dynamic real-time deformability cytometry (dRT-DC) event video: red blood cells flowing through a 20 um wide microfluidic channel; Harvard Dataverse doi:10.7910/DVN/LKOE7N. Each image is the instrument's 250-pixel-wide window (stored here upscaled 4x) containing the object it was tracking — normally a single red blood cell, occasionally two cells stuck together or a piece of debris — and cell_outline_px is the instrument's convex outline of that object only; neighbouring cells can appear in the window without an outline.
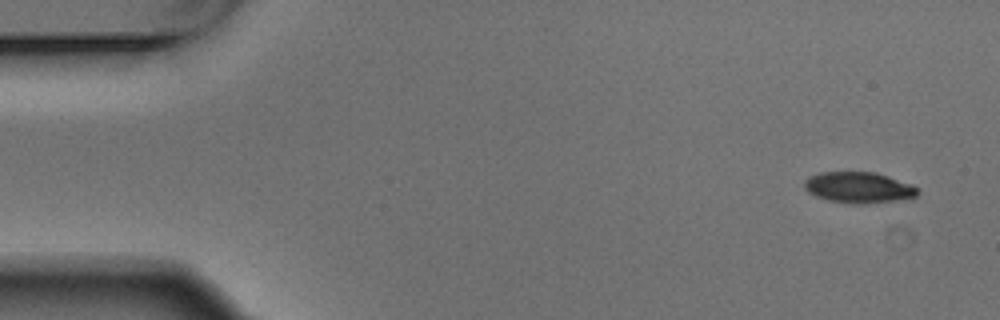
{"species": "Egyptian fruit bat (a non-hibernating species)", "species_latin": "Rousettus aegyptiacus", "temperature_condition": "warm", "stored_images_in_passage": 6, "camera_frame_rate_fps": 3000, "um_per_image_px": 0.085, "animal": {"sex": "male"}, "frame": {"image": 1, "passage_image": 1, "time_ms": 0.0, "image_size_px": [1000, 320], "cell_outline_px": [[920, 192], [916, 196], [904, 200], [860, 204], [856, 204], [828, 200], [816, 196], [808, 192], [804, 188], [804, 180], [808, 176], [820, 172], [876, 172], [912, 184], [920, 188]], "centroid_in_image_um": [73.02, 15.93], "position_along_channel_um": 12.0, "area_um2": 20.75}}
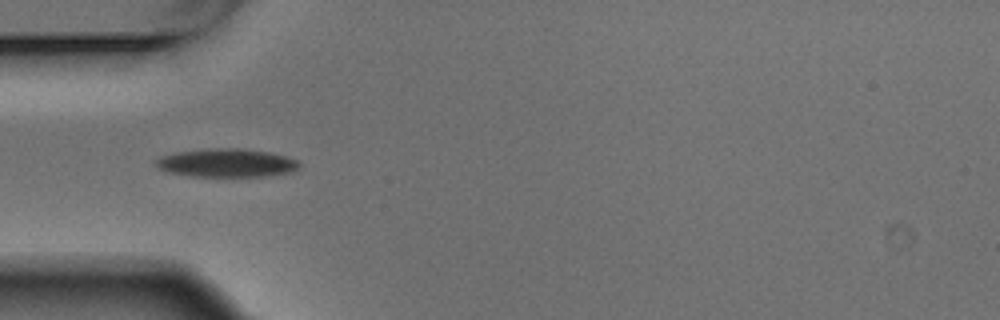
{"frame": {"image": 2, "passage_image": 5, "time_ms": 1.333, "image_size_px": [1000, 320], "cell_outline_px": [[300, 164], [292, 172], [264, 176], [188, 176], [168, 172], [160, 168], [156, 164], [156, 160], [160, 156], [172, 152], [208, 148], [240, 148], [272, 152], [288, 156], [296, 160]], "centroid_in_image_um": [19.25, 13.83], "position_along_channel_um": 65.8, "area_um2": 23.87}}
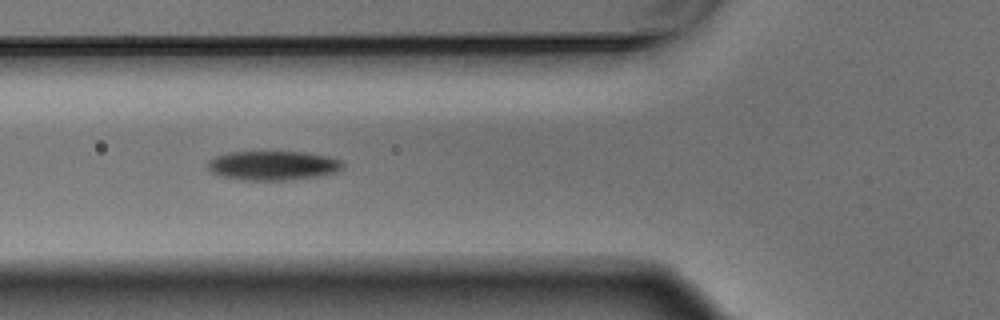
{"frame": {"image": 3, "passage_image": 6, "time_ms": 1.667, "image_size_px": [1000, 320], "cell_outline_px": [[344, 168], [336, 172], [316, 176], [288, 180], [240, 180], [220, 176], [212, 172], [208, 168], [208, 160], [216, 156], [228, 152], [308, 152], [328, 156], [340, 160], [344, 164]], "centroid_in_image_um": [23.2, 14.07], "position_along_channel_um": 102.6, "area_um2": 23.12}}